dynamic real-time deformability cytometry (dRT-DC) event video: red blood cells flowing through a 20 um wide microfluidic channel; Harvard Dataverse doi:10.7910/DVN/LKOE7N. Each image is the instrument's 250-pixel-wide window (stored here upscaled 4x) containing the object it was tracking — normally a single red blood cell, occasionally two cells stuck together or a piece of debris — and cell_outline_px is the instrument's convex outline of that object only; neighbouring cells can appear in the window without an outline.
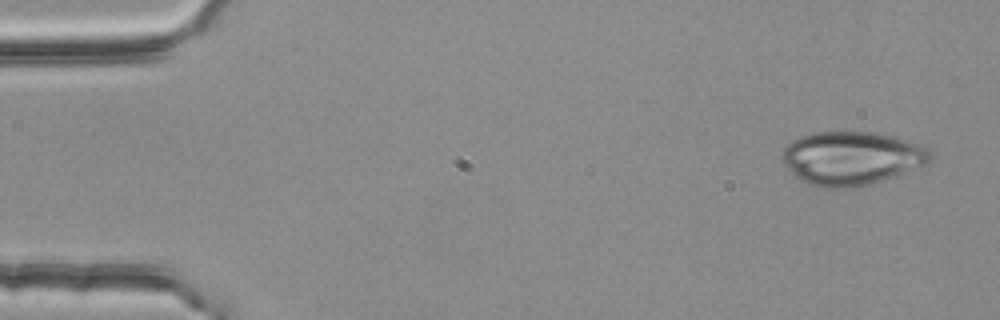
{"species": "common noctule bat (a hibernating species)", "species_latin": "Nyctalus noctula", "temperature_condition": "room temperature", "stored_images_in_passage": 5, "camera_frame_rate_fps": 3000, "um_per_image_px": 0.085, "animal": {"sex": "female", "body_mass_g": 25.1}, "frame": {"image": 1, "passage_image": 1, "time_ms": 0.0, "image_size_px": [1000, 320], "cell_outline_px": [[932, 160], [928, 164], [868, 184], [852, 188], [824, 188], [808, 184], [800, 180], [780, 160], [780, 156], [784, 148], [792, 140], [800, 136], [812, 132], [876, 132], [892, 136], [920, 144], [928, 148], [932, 152]], "centroid_in_image_um": [72.36, 13.44], "position_along_channel_um": 12.6, "area_um2": 46.3}}
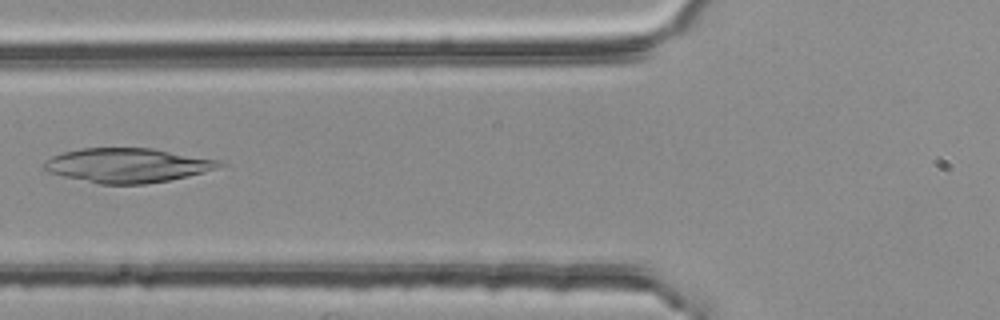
{"frame": {"image": 2, "passage_image": 5, "time_ms": 1.333, "image_size_px": [1000, 320], "cell_outline_px": [[224, 164], [216, 168], [204, 172], [188, 176], [168, 180], [144, 184], [100, 184], [64, 176], [48, 172], [44, 168], [44, 160], [52, 156], [64, 152], [80, 148], [152, 148], [220, 160]], "centroid_in_image_um": [10.82, 14.04], "position_along_channel_um": 115.0, "area_um2": 34.91}}